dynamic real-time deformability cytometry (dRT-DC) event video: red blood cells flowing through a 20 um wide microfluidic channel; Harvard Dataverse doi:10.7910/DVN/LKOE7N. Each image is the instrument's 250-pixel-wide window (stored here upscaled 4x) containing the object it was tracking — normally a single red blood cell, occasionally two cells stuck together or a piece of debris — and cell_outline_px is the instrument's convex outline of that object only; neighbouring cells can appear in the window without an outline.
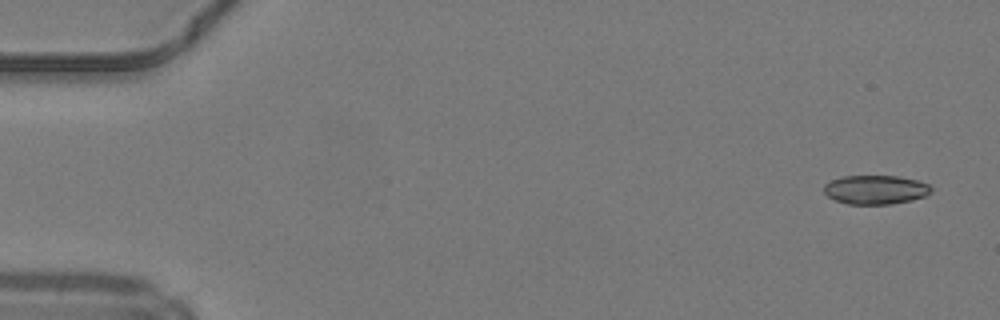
{"species": "common noctule bat (a hibernating species)", "species_latin": "Nyctalus noctula", "temperature_condition": "warm", "stored_images_in_passage": 48, "camera_frame_rate_fps": 3000, "um_per_image_px": 0.085, "animal": {"sex": "male", "body_mass_g": 19.2, "forearm_length_mm": 51.8}, "frame": {"image": 1, "passage_image": 1, "time_ms": 0.0, "image_size_px": [1000, 320], "cell_outline_px": [[932, 192], [924, 196], [912, 200], [892, 204], [848, 204], [836, 200], [828, 196], [824, 192], [824, 184], [840, 176], [900, 176], [916, 180], [928, 184], [932, 188]], "centroid_in_image_um": [74.43, 16.12], "position_along_channel_um": 10.6, "area_um2": 18.15}}
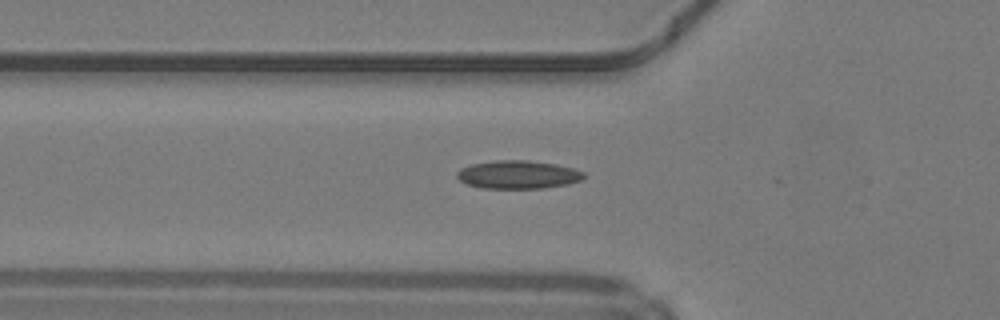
{"frame": {"image": 2, "passage_image": 16, "time_ms": 5.0, "image_size_px": [1000, 320], "cell_outline_px": [[584, 176], [580, 180], [568, 184], [544, 188], [480, 188], [464, 184], [456, 176], [456, 172], [460, 168], [472, 164], [496, 160], [528, 160], [556, 164], [572, 168], [584, 172]], "centroid_in_image_um": [43.99, 14.84], "position_along_channel_um": 81.8, "area_um2": 20.92}}
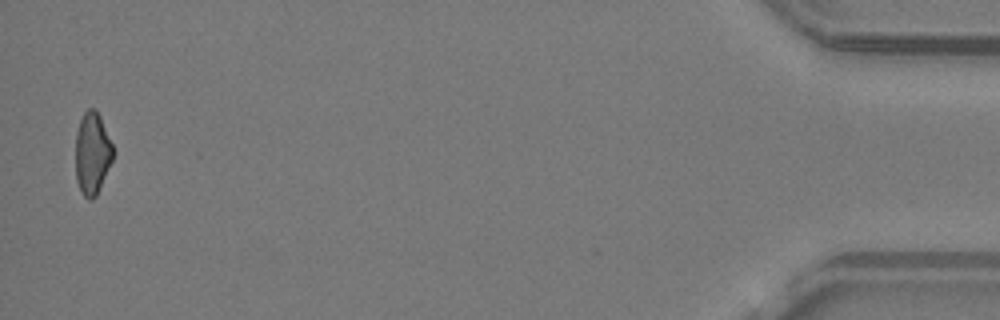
{"frame": {"image": 3, "passage_image": 47, "time_ms": 15.333, "image_size_px": [1000, 320], "cell_outline_px": [[112, 160], [96, 196], [92, 200], [88, 200], [84, 196], [76, 180], [76, 132], [80, 120], [84, 112], [88, 108], [96, 108], [100, 116], [112, 144]], "centroid_in_image_um": [7.83, 13.02], "position_along_channel_um": 427.4, "area_um2": 17.74}, "authors_computed_cell_mechanics": {"area_um2": 19.1896, "velocity_mm_per_s": 4.2259, "shape_relaxation_time_tau1_ms": null, "shape_relaxation_time_tau2_ms": 5.9132, "deformation_change_tau1": null, "deformation_change_tau2": 0.1523}}